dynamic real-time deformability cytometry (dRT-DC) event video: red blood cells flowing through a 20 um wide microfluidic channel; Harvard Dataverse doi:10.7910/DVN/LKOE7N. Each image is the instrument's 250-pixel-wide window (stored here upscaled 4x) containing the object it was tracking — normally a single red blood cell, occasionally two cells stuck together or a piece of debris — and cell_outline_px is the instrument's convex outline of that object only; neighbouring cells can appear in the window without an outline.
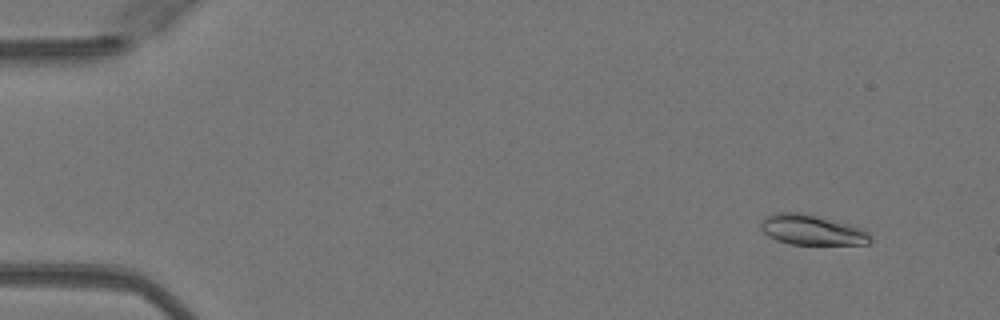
{"species": "Egyptian fruit bat (a non-hibernating species)", "species_latin": "Rousettus aegyptiacus", "temperature_condition": "warm", "stored_images_in_passage": 51, "camera_frame_rate_fps": 3000, "um_per_image_px": 0.085, "animal": {"sex": "female"}, "frame": {"image": 1, "passage_image": 5, "time_ms": 1.333, "image_size_px": [1000, 320], "cell_outline_px": [[872, 240], [868, 244], [788, 244], [776, 240], [768, 236], [760, 228], [760, 220], [764, 216], [776, 212], [800, 212], [864, 228], [868, 232]], "centroid_in_image_um": [68.97, 19.54], "position_along_channel_um": 16.0, "area_um2": 19.36}}
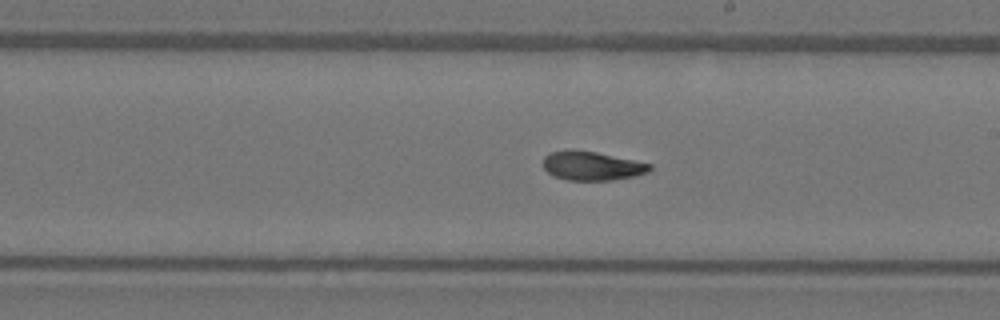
{"frame": {"image": 2, "passage_image": 30, "time_ms": 9.667, "image_size_px": [1000, 320], "cell_outline_px": [[652, 168], [648, 172], [636, 176], [612, 180], [568, 180], [552, 176], [544, 168], [544, 156], [548, 152], [568, 148], [572, 148], [596, 152], [652, 164]], "centroid_in_image_um": [50.28, 14.08], "position_along_channel_um": 238.7, "area_um2": 18.26}}
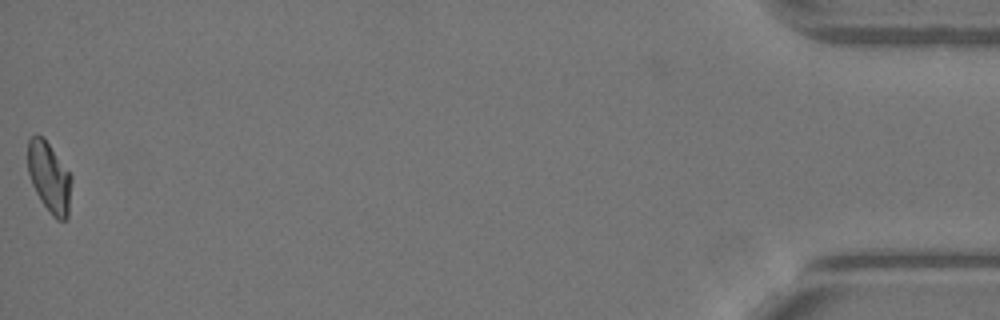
{"frame": {"image": 3, "passage_image": 51, "time_ms": 16.667, "image_size_px": [1000, 320], "cell_outline_px": [[72, 180], [68, 216], [64, 220], [56, 220], [52, 216], [40, 200], [32, 184], [28, 172], [28, 140], [32, 136], [44, 136], [72, 176]], "centroid_in_image_um": [4.2, 15.08], "position_along_channel_um": 431.0, "area_um2": 17.98}, "authors_computed_cell_mechanics": {"area_um2": 18.6116, "velocity_mm_per_s": 4.088, "shape_relaxation_time_tau1_ms": 7.1325, "shape_relaxation_time_tau2_ms": 2.4776, "deformation_change_tau1": 0.2031, "deformation_change_tau2": 0.0779}}